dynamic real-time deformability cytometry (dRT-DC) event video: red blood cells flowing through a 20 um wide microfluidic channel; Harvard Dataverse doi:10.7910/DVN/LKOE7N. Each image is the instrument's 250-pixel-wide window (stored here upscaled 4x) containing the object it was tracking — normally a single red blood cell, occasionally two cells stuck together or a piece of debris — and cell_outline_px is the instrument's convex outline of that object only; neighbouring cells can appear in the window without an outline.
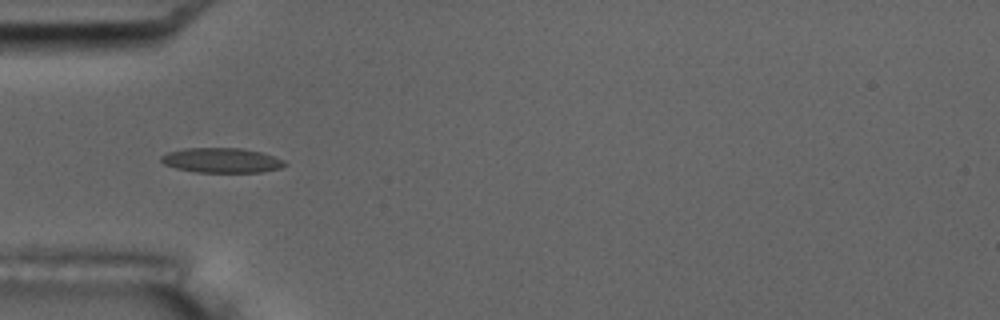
{"species": "common noctule bat (a hibernating species)", "species_latin": "Nyctalus noctula", "temperature_condition": "room temperature", "stored_images_in_passage": 5, "camera_frame_rate_fps": 3000, "um_per_image_px": 0.085, "animal": {"sex": "male", "body_mass_g": 17.5, "forearm_length_mm": 52.3}, "frame": {"image": 1, "passage_image": 4, "time_ms": 4.333, "image_size_px": [1000, 320], "cell_outline_px": [[288, 164], [280, 168], [264, 172], [196, 172], [176, 168], [164, 164], [160, 160], [160, 156], [168, 152], [184, 148], [240, 148], [260, 152], [284, 160]], "centroid_in_image_um": [18.83, 13.63], "position_along_channel_um": 66.2, "area_um2": 17.86}}